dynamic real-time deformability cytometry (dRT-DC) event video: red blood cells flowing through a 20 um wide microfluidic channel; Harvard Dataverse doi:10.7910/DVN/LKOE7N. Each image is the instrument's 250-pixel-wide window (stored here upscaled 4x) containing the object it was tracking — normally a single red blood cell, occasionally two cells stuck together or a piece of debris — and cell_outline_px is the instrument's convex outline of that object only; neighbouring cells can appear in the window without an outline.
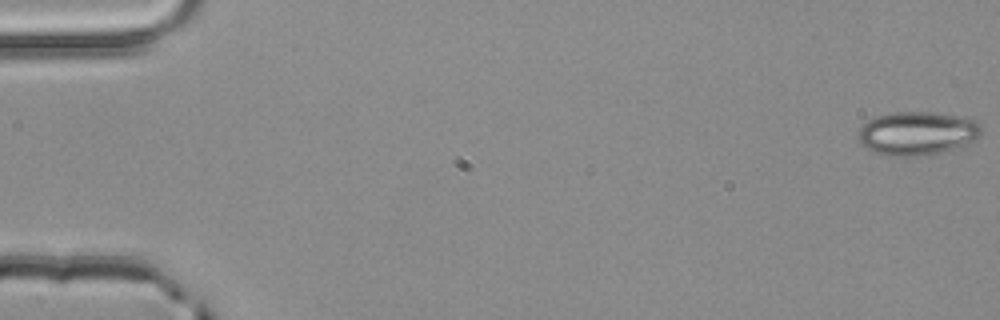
{"species": "common noctule bat (a hibernating species)", "species_latin": "Nyctalus noctula", "temperature_condition": "room temperature", "stored_images_in_passage": 4, "camera_frame_rate_fps": 3000, "um_per_image_px": 0.085, "animal": {"sex": "male", "body_mass_g": 20.4}, "frame": {"image": 1, "passage_image": 1, "time_ms": 0.0, "image_size_px": [1000, 320], "cell_outline_px": [[980, 136], [964, 144], [940, 152], [920, 156], [888, 156], [872, 152], [856, 140], [856, 136], [860, 128], [868, 120], [876, 116], [896, 112], [932, 112], [972, 120], [980, 124]], "centroid_in_image_um": [77.85, 11.34], "position_along_channel_um": 7.1, "area_um2": 30.87}}
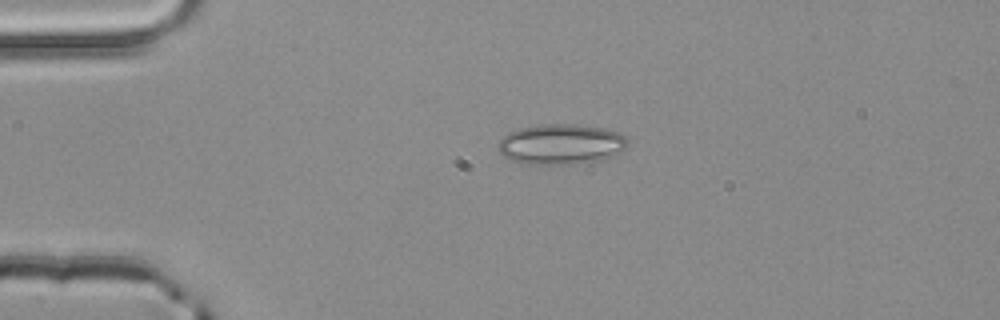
{"frame": {"image": 2, "passage_image": 3, "time_ms": 0.667, "image_size_px": [1000, 320], "cell_outline_px": [[628, 144], [620, 152], [600, 160], [572, 164], [520, 164], [504, 156], [496, 148], [496, 144], [508, 132], [520, 128], [540, 124], [576, 124], [604, 128], [620, 132], [628, 140]], "centroid_in_image_um": [47.66, 12.25], "position_along_channel_um": 37.3, "area_um2": 30.69}}